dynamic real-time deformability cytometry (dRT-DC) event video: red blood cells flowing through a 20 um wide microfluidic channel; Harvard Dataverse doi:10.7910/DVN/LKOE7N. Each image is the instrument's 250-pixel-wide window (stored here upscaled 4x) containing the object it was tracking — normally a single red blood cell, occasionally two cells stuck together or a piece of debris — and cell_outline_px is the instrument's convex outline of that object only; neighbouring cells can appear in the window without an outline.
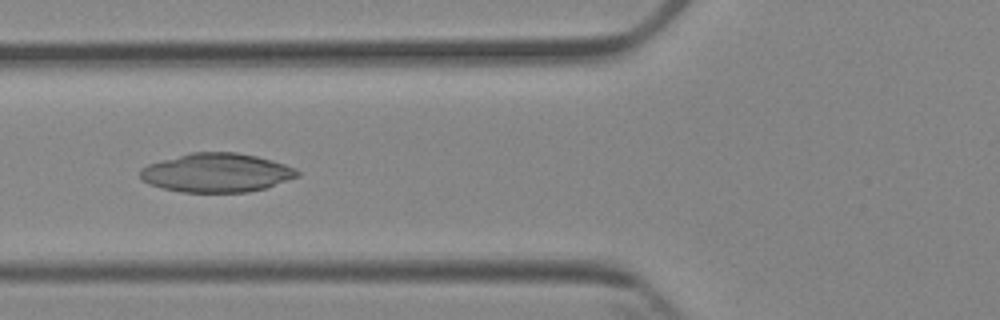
{"species": "Egyptian fruit bat (a non-hibernating species)", "species_latin": "Rousettus aegyptiacus", "temperature_condition": "cold", "stored_images_in_passage": 8, "camera_frame_rate_fps": 3000, "um_per_image_px": 0.085, "animal": {"sex": "female"}, "frame": {"image": 1, "passage_image": 6, "time_ms": 6.667, "image_size_px": [1000, 320], "cell_outline_px": [[300, 176], [264, 188], [248, 192], [180, 192], [148, 184], [140, 180], [140, 168], [148, 164], [160, 160], [192, 152], [236, 152], [256, 156], [272, 160], [296, 168], [300, 172]], "centroid_in_image_um": [18.39, 14.68], "position_along_channel_um": 107.4, "area_um2": 35.72}}
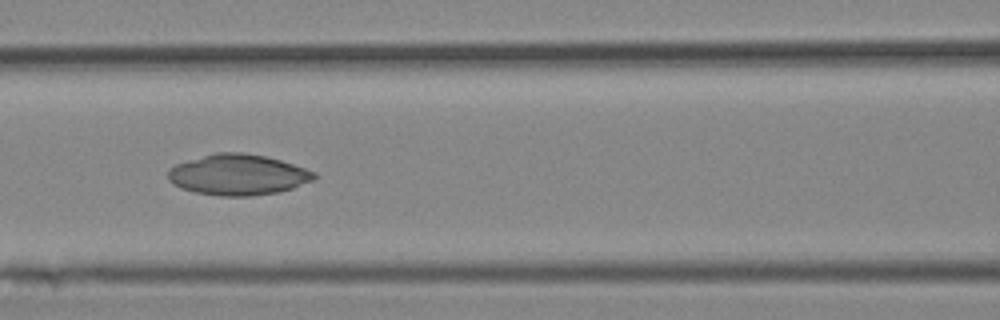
{"frame": {"image": 2, "passage_image": 7, "time_ms": 7.667, "image_size_px": [1000, 320], "cell_outline_px": [[316, 180], [280, 192], [248, 196], [220, 196], [196, 192], [180, 188], [172, 184], [168, 180], [168, 172], [176, 164], [188, 160], [216, 152], [244, 152], [264, 156], [280, 160], [316, 172]], "centroid_in_image_um": [20.24, 14.86], "position_along_channel_um": 146.4, "area_um2": 34.74}}
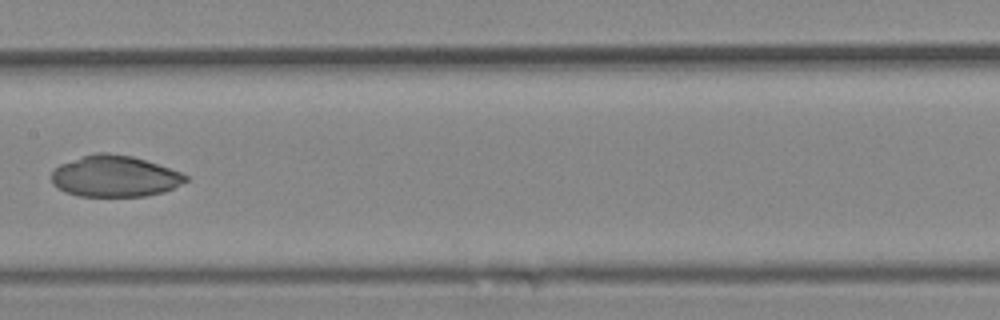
{"frame": {"image": 3, "passage_image": 8, "time_ms": 9.0, "image_size_px": [1000, 320], "cell_outline_px": [[188, 180], [164, 192], [144, 196], [76, 196], [64, 192], [56, 188], [52, 184], [52, 172], [60, 164], [96, 152], [108, 152], [132, 156], [180, 172], [188, 176]], "centroid_in_image_um": [9.71, 14.99], "position_along_channel_um": 197.7, "area_um2": 32.14}}